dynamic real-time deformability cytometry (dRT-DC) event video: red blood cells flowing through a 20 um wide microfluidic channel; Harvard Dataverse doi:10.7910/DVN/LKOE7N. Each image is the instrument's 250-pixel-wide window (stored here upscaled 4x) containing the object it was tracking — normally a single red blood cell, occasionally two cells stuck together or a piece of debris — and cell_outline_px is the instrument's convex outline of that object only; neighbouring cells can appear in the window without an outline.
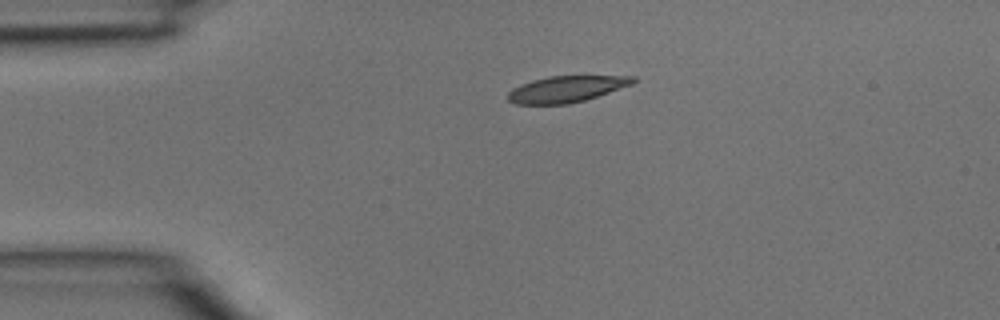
{"species": "common noctule bat (a hibernating species)", "species_latin": "Nyctalus noctula", "temperature_condition": "room temperature", "stored_images_in_passage": 2, "camera_frame_rate_fps": 3000, "um_per_image_px": 0.085, "animal": {"sex": "male", "body_mass_g": 15.6}, "frame": {"image": 1, "passage_image": 1, "time_ms": 0.0, "image_size_px": [1000, 320], "cell_outline_px": [[636, 80], [632, 84], [584, 100], [568, 104], [516, 104], [508, 100], [508, 92], [512, 88], [520, 84], [532, 80], [548, 76], [636, 76]], "centroid_in_image_um": [48.1, 7.56], "position_along_channel_um": 36.9, "area_um2": 19.02}}